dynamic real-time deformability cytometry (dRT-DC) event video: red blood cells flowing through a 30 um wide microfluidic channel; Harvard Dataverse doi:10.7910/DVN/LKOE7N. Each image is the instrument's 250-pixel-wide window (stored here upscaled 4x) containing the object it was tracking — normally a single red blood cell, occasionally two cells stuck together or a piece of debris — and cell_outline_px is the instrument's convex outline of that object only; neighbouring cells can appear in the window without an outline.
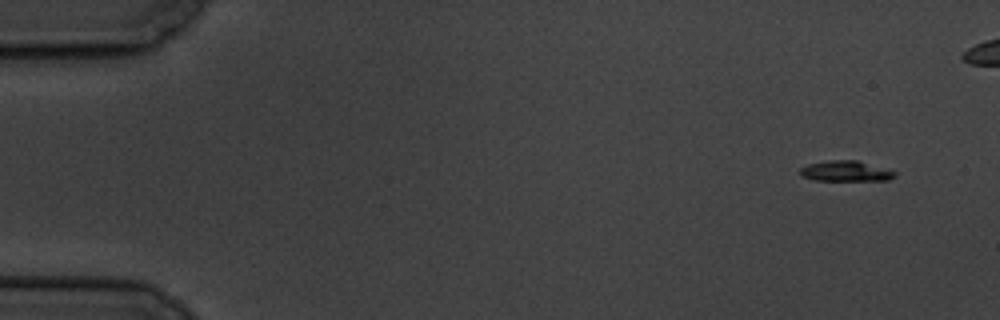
{"species": "common noctule bat (a hibernating species)", "species_latin": "Nyctalus noctula", "temperature_condition": "cold", "stored_images_in_passage": 6, "camera_frame_rate_fps": 3000, "um_per_image_px": 0.085, "animal": {"sex": "male", "body_mass_g": 19.5, "forearm_length_mm": 54.6}, "frame": {"image": 1, "passage_image": 1, "time_ms": 0.0, "image_size_px": [1000, 320], "cell_outline_px": [[896, 176], [888, 180], [816, 180], [800, 176], [800, 168], [808, 164], [828, 160], [856, 160], [896, 172]], "centroid_in_image_um": [71.85, 14.54], "position_along_channel_um": 13.2, "area_um2": 11.16}}